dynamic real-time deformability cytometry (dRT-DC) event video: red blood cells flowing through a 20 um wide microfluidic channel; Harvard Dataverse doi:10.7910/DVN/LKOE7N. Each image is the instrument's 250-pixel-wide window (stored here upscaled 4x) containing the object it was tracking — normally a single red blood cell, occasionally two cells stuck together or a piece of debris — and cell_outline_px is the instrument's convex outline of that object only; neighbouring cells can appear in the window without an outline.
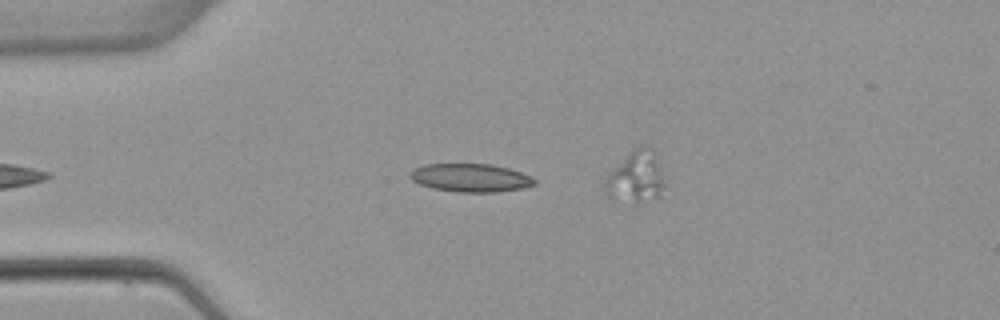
{"species": "common noctule bat (a hibernating species)", "species_latin": "Nyctalus noctula", "temperature_condition": "warm", "stored_images_in_passage": 4, "camera_frame_rate_fps": 3000, "um_per_image_px": 0.085, "animal": {"sex": "female", "body_mass_g": 22.7, "forearm_length_mm": 54.2}, "frame": {"image": 1, "passage_image": 4, "time_ms": 4.667, "image_size_px": [1000, 320], "cell_outline_px": [[536, 184], [520, 188], [496, 192], [456, 192], [432, 188], [420, 184], [412, 180], [408, 176], [408, 172], [412, 168], [424, 164], [492, 164], [508, 168], [532, 176], [536, 180]], "centroid_in_image_um": [39.95, 15.1], "position_along_channel_um": 45.1, "area_um2": 20.63}}